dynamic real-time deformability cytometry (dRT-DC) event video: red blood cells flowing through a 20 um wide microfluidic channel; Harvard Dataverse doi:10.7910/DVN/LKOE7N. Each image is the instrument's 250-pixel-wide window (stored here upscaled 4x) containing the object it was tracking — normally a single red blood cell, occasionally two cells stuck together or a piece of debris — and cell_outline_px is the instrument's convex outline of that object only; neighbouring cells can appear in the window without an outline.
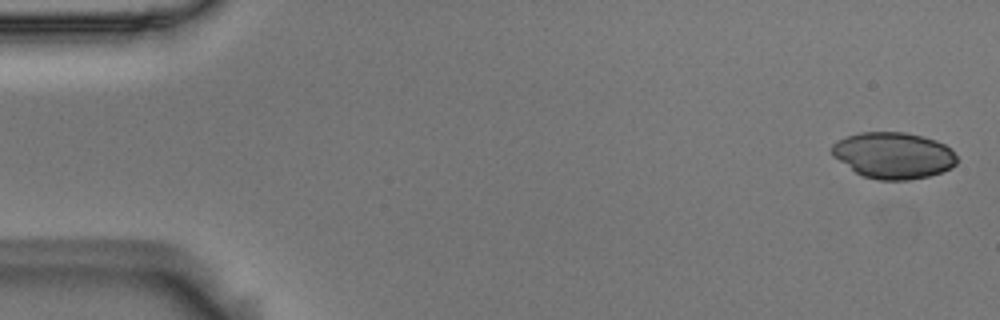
{"species": "Egyptian fruit bat (a non-hibernating species)", "species_latin": "Rousettus aegyptiacus", "temperature_condition": "room temperature", "stored_images_in_passage": 3, "camera_frame_rate_fps": 3000, "um_per_image_px": 0.085, "animal": {"sex": "male"}, "frame": {"image": 1, "passage_image": 1, "time_ms": 0.0, "image_size_px": [1000, 320], "cell_outline_px": [[956, 164], [952, 168], [928, 176], [908, 180], [880, 180], [864, 176], [856, 172], [832, 156], [832, 144], [836, 140], [860, 132], [904, 132], [924, 136], [936, 140], [952, 148], [956, 156]], "centroid_in_image_um": [75.95, 13.2], "position_along_channel_um": 9.1, "area_um2": 33.81}}